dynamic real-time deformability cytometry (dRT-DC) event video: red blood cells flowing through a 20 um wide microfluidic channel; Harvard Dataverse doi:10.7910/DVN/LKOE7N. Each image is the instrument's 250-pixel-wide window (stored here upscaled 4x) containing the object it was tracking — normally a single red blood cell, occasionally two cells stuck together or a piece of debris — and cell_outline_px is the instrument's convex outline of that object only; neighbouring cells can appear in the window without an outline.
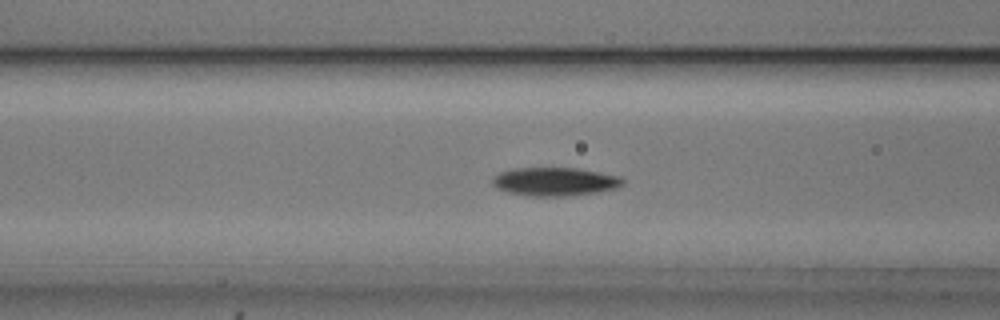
{"species": "common noctule bat (a hibernating species)", "species_latin": "Nyctalus noctula", "temperature_condition": "cold", "stored_images_in_passage": 55, "camera_frame_rate_fps": 3000, "um_per_image_px": 0.085, "animal": {"sex": "male", "body_mass_g": 20.5, "forearm_length_mm": 52.5}, "frame": {"image": 1, "passage_image": 22, "time_ms": 7.0, "image_size_px": [1000, 320], "cell_outline_px": [[624, 184], [616, 188], [596, 192], [564, 196], [532, 196], [508, 192], [496, 188], [492, 184], [492, 176], [500, 172], [512, 168], [576, 168], [620, 176], [624, 180]], "centroid_in_image_um": [47.13, 15.43], "position_along_channel_um": 119.5, "area_um2": 21.56}}
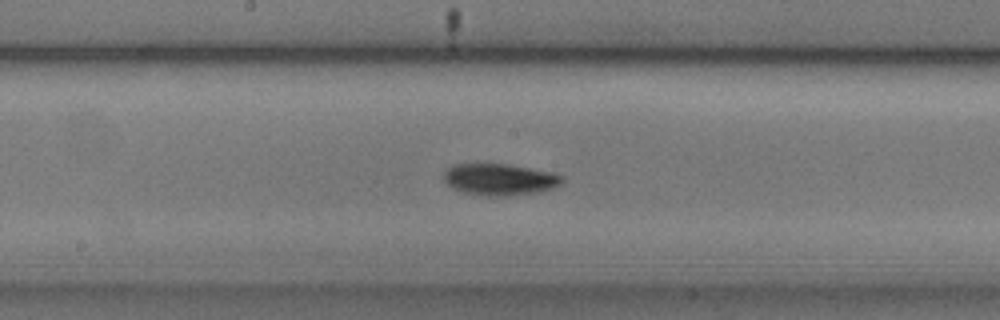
{"frame": {"image": 2, "passage_image": 29, "time_ms": 9.333, "image_size_px": [1000, 320], "cell_outline_px": [[564, 180], [560, 184], [552, 188], [532, 192], [508, 196], [488, 196], [464, 192], [452, 188], [444, 180], [444, 172], [452, 164], [508, 164], [552, 172], [564, 176]], "centroid_in_image_um": [42.46, 15.24], "position_along_channel_um": 205.7, "area_um2": 21.62}}
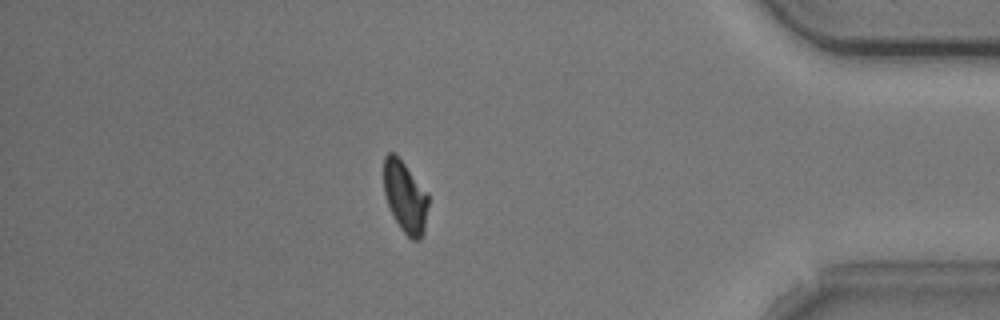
{"frame": {"image": 3, "passage_image": 48, "time_ms": 15.667, "image_size_px": [1000, 320], "cell_outline_px": [[428, 204], [424, 232], [420, 240], [412, 240], [400, 228], [388, 204], [384, 192], [384, 156], [388, 152], [392, 152], [404, 164], [428, 192]], "centroid_in_image_um": [34.45, 16.75], "position_along_channel_um": 400.7, "area_um2": 18.32}, "authors_computed_cell_mechanics": {"area_um2": 20.3456, "velocity_mm_per_s": 3.6897, "shape_relaxation_time_tau1_ms": 2.5632, "shape_relaxation_time_tau2_ms": null, "deformation_change_tau1": 0.1061, "deformation_change_tau2": null}}